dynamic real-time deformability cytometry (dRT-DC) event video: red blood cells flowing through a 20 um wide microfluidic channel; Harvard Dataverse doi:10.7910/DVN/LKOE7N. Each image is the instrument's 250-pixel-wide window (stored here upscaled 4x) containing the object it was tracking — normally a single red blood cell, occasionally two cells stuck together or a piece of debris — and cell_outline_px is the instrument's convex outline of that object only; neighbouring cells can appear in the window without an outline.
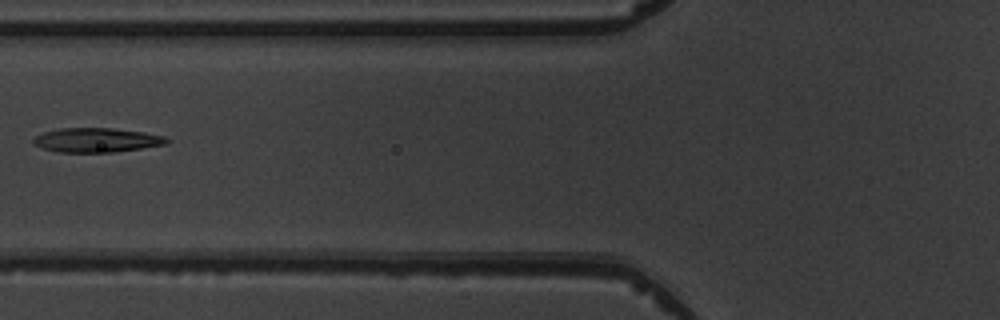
{"species": "common noctule bat (a hibernating species)", "species_latin": "Nyctalus noctula", "temperature_condition": "warm", "stored_images_in_passage": 3, "camera_frame_rate_fps": 3000, "um_per_image_px": 0.085, "animal": {"sex": "male", "body_mass_g": 19.5, "forearm_length_mm": 54.6}, "frame": {"image": 1, "passage_image": 3, "time_ms": 3.333, "image_size_px": [1000, 320], "cell_outline_px": [[172, 140], [164, 144], [140, 148], [112, 152], [60, 152], [40, 148], [32, 140], [36, 136], [44, 132], [60, 128], [112, 128], [144, 132], [164, 136]], "centroid_in_image_um": [8.21, 11.9], "position_along_channel_um": 117.6, "area_um2": 18.73}}